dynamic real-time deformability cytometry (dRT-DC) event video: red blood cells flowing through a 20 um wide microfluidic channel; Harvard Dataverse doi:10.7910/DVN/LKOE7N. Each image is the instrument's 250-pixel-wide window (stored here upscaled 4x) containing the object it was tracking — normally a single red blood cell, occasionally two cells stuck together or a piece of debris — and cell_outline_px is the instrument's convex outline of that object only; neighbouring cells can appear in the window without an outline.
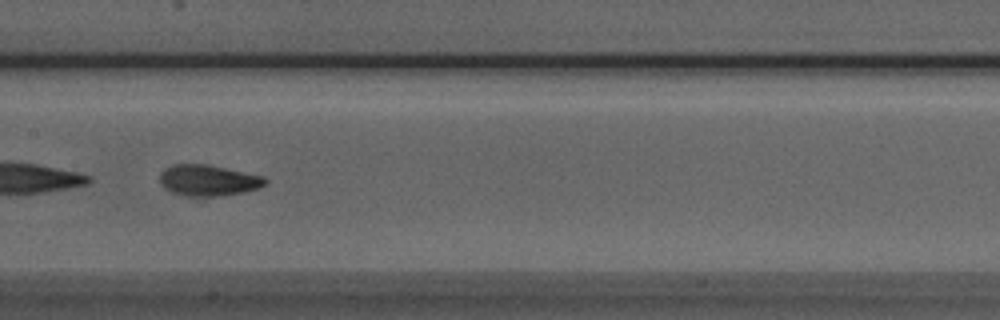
{"species": "Egyptian fruit bat (a non-hibernating species)", "species_latin": "Rousettus aegyptiacus", "temperature_condition": "room temperature", "stored_images_in_passage": 9, "camera_frame_rate_fps": 3000, "um_per_image_px": 0.085, "animal": {"sex": "male"}, "frame": {"image": 1, "passage_image": 7, "time_ms": 2.0, "image_size_px": [1000, 320], "cell_outline_px": [[268, 184], [244, 192], [220, 196], [184, 196], [172, 192], [164, 188], [160, 184], [160, 172], [164, 168], [172, 164], [208, 164], [264, 176], [268, 180]], "centroid_in_image_um": [17.69, 15.32], "position_along_channel_um": 189.7, "area_um2": 19.31}}
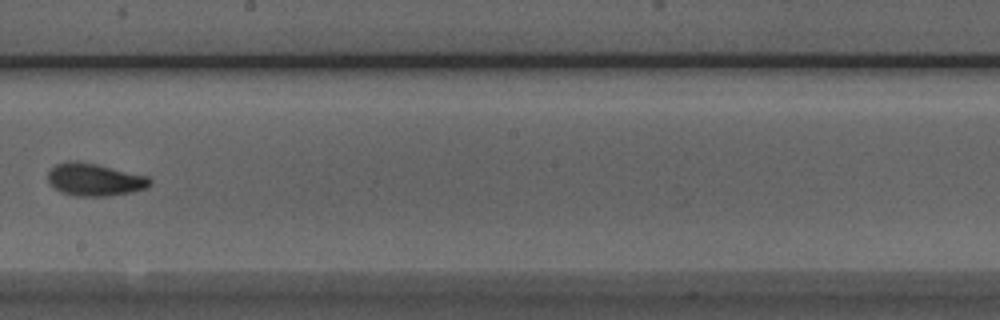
{"frame": {"image": 2, "passage_image": 8, "time_ms": 2.333, "image_size_px": [1000, 320], "cell_outline_px": [[152, 184], [148, 188], [132, 192], [108, 196], [76, 196], [60, 192], [48, 180], [48, 172], [56, 164], [68, 160], [76, 160], [96, 164], [148, 176], [152, 180]], "centroid_in_image_um": [8.07, 15.26], "position_along_channel_um": 240.1, "area_um2": 19.42}}
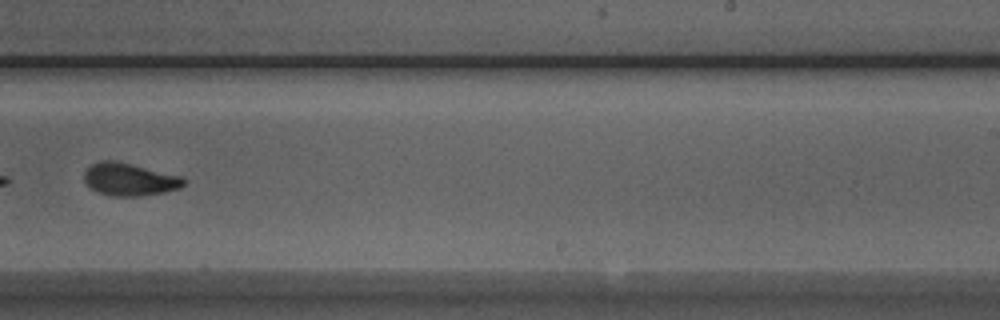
{"frame": {"image": 3, "passage_image": 9, "time_ms": 2.667, "image_size_px": [1000, 320], "cell_outline_px": [[188, 180], [180, 188], [164, 192], [140, 196], [112, 196], [100, 192], [92, 188], [84, 180], [84, 172], [92, 164], [100, 160], [116, 160], [180, 176]], "centroid_in_image_um": [11.02, 15.24], "position_along_channel_um": 278.0, "area_um2": 18.79}}